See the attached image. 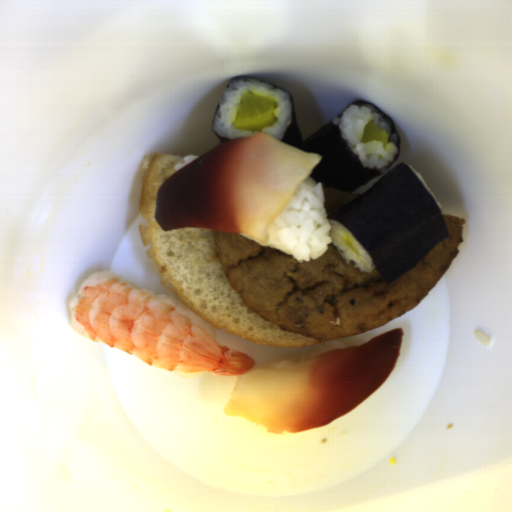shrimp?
<instances>
[{
    "label": "shrimp",
    "mask_w": 512,
    "mask_h": 512,
    "mask_svg": "<svg viewBox=\"0 0 512 512\" xmlns=\"http://www.w3.org/2000/svg\"><path fill=\"white\" fill-rule=\"evenodd\" d=\"M68 306L71 329L152 367L232 377L255 364L247 353L220 344L167 300L125 283L115 272L89 276Z\"/></svg>",
    "instance_id": "1"
}]
</instances>
